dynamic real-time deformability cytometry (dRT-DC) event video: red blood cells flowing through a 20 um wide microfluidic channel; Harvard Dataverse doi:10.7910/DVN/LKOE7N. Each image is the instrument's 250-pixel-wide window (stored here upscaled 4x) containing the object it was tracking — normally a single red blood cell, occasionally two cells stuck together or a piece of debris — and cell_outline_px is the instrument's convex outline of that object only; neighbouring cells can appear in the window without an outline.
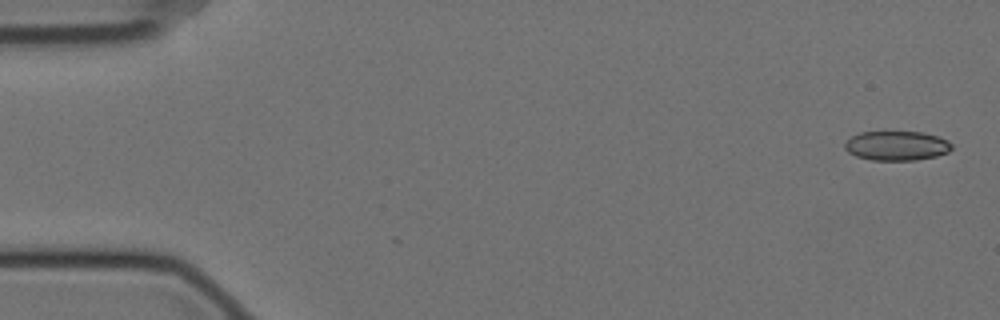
{"species": "Egyptian fruit bat (a non-hibernating species)", "species_latin": "Rousettus aegyptiacus", "temperature_condition": "cold", "stored_images_in_passage": 48, "camera_frame_rate_fps": 3000, "um_per_image_px": 0.085, "animal": {"sex": "female"}, "frame": {"image": 1, "passage_image": 1, "time_ms": 0.0, "image_size_px": [1000, 320], "cell_outline_px": [[952, 148], [948, 152], [936, 156], [916, 160], [872, 160], [856, 156], [848, 152], [844, 148], [844, 144], [852, 136], [860, 132], [924, 132], [948, 140], [952, 144]], "centroid_in_image_um": [76.22, 12.39], "position_along_channel_um": 8.8, "area_um2": 18.32}}
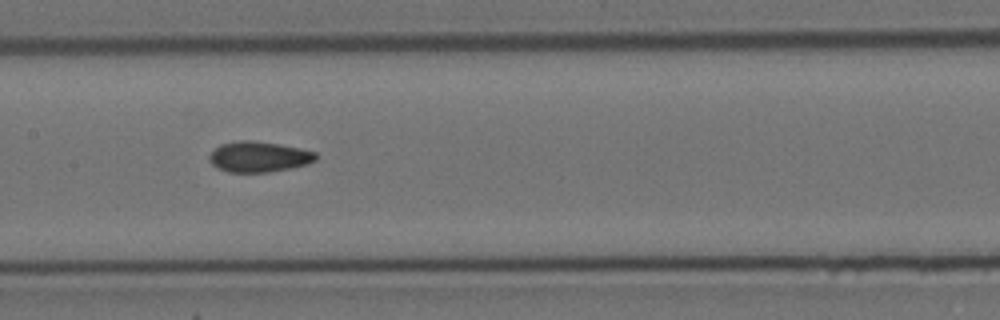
{"frame": {"image": 2, "passage_image": 27, "time_ms": 8.667, "image_size_px": [1000, 320], "cell_outline_px": [[320, 156], [316, 160], [308, 164], [292, 168], [268, 172], [228, 172], [216, 168], [208, 160], [208, 156], [220, 144], [240, 140], [252, 140], [280, 144], [300, 148], [316, 152]], "centroid_in_image_um": [22.02, 13.33], "position_along_channel_um": 185.4, "area_um2": 19.25}}
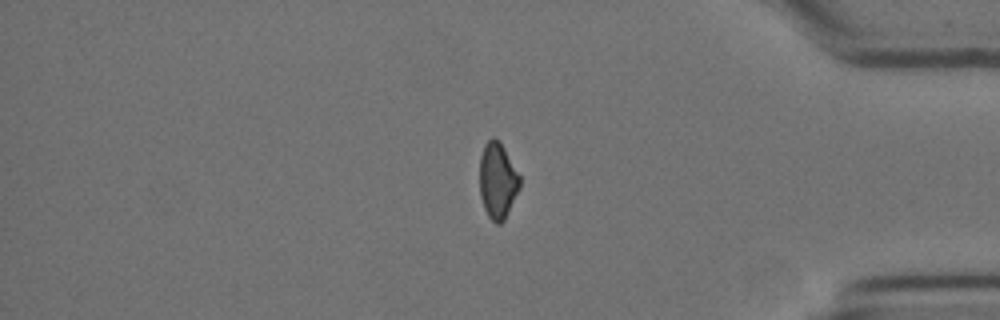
{"frame": {"image": 3, "passage_image": 47, "time_ms": 15.333, "image_size_px": [1000, 320], "cell_outline_px": [[520, 188], [504, 220], [500, 224], [496, 224], [488, 216], [484, 208], [480, 196], [480, 156], [484, 144], [492, 136], [500, 140], [520, 176]], "centroid_in_image_um": [42.29, 15.33], "position_along_channel_um": 392.9, "area_um2": 17.92}}